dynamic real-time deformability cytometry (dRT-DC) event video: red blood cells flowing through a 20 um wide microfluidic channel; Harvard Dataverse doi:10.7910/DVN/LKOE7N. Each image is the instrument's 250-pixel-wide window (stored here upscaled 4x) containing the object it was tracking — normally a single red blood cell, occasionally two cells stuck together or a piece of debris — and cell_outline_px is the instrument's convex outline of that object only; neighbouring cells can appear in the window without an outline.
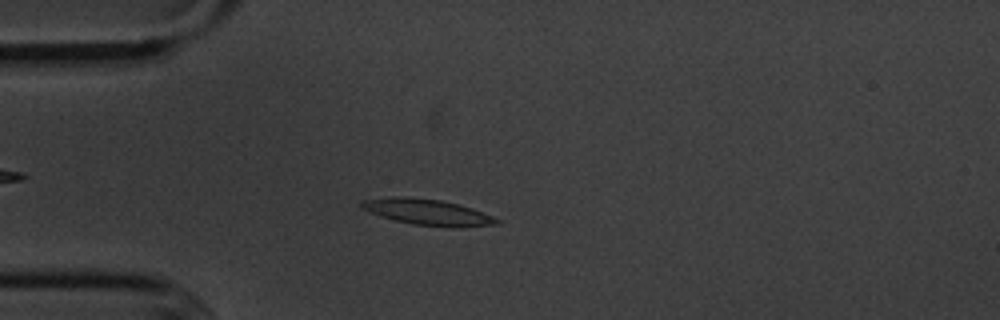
{"species": "common noctule bat (a hibernating species)", "species_latin": "Nyctalus noctula", "temperature_condition": "cold", "stored_images_in_passage": 55, "camera_frame_rate_fps": 3000, "um_per_image_px": 0.085, "animal": {"sex": "male", "body_mass_g": 20.1, "forearm_length_mm": 53.5}, "frame": {"image": 1, "passage_image": 14, "time_ms": 4.333, "image_size_px": [1000, 320], "cell_outline_px": [[500, 220], [496, 224], [412, 224], [380, 216], [364, 208], [360, 204], [360, 200], [392, 196], [404, 196], [440, 200], [472, 208], [492, 216]], "centroid_in_image_um": [36.19, 17.95], "position_along_channel_um": 48.8, "area_um2": 19.02}}
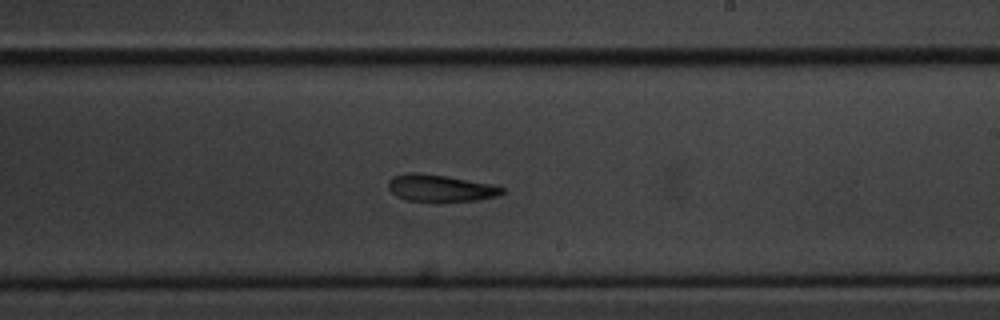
{"frame": {"image": 2, "passage_image": 32, "time_ms": 10.333, "image_size_px": [1000, 320], "cell_outline_px": [[504, 192], [496, 196], [476, 200], [408, 200], [396, 196], [388, 188], [388, 180], [392, 176], [408, 172], [420, 172], [492, 184], [504, 188]], "centroid_in_image_um": [37.38, 15.96], "position_along_channel_um": 251.6, "area_um2": 17.46}}
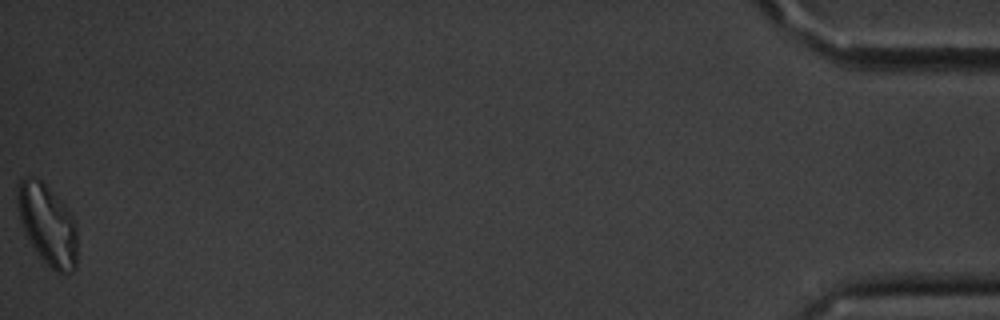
{"frame": {"image": 3, "passage_image": 55, "time_ms": 18.0, "image_size_px": [1000, 320], "cell_outline_px": [[76, 268], [72, 272], [56, 272], [40, 256], [28, 240], [20, 220], [16, 200], [16, 184], [24, 176], [36, 176], [64, 204], [76, 220]], "centroid_in_image_um": [4.02, 19.05], "position_along_channel_um": 431.2, "area_um2": 28.15}, "authors_computed_cell_mechanics": {"area_um2": 19.074, "velocity_mm_per_s": 3.59, "shape_relaxation_time_tau1_ms": 2.3306, "shape_relaxation_time_tau2_ms": 6.0839, "deformation_change_tau1": 0.142, "deformation_change_tau2": 0.1661}}